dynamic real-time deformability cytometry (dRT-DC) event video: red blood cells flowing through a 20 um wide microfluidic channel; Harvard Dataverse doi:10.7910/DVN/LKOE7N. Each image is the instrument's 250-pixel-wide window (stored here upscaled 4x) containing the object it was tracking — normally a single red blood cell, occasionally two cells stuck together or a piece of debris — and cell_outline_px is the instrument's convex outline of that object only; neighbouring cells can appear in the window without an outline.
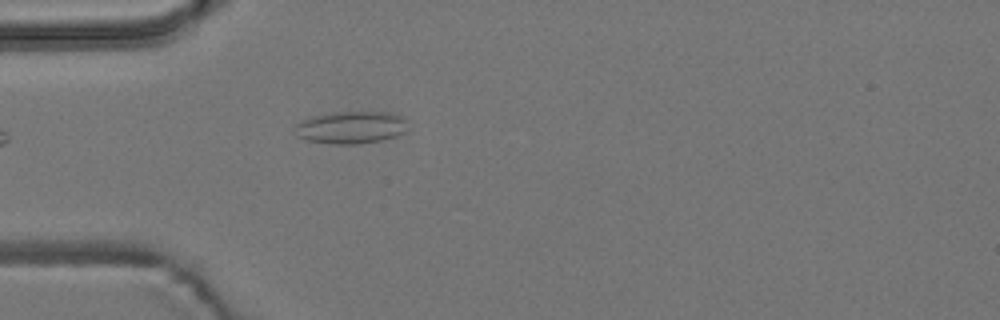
{"species": "common noctule bat (a hibernating species)", "species_latin": "Nyctalus noctula", "temperature_condition": "room temperature", "stored_images_in_passage": 4, "camera_frame_rate_fps": 3000, "um_per_image_px": 0.085, "animal": {"sex": "male", "body_mass_g": 19.2, "forearm_length_mm": 51.8}, "frame": {"image": 1, "passage_image": 4, "time_ms": 3.667, "image_size_px": [1000, 320], "cell_outline_px": [[404, 132], [396, 136], [380, 140], [356, 144], [332, 144], [308, 140], [296, 136], [296, 124], [312, 116], [332, 112], [388, 112], [400, 116], [404, 120]], "centroid_in_image_um": [29.79, 10.83], "position_along_channel_um": 55.2, "area_um2": 20.92}}